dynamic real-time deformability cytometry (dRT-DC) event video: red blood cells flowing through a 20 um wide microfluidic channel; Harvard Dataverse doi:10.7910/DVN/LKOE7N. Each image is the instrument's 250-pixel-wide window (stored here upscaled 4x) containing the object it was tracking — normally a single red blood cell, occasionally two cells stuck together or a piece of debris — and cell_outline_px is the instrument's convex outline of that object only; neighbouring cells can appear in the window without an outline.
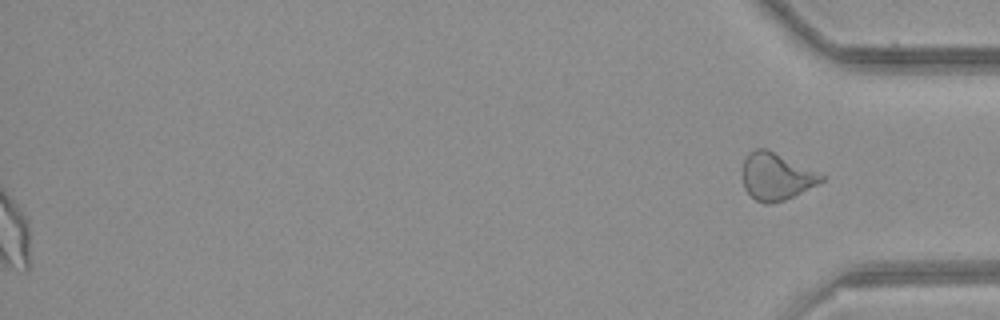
{"species": "common noctule bat (a hibernating species)", "species_latin": "Nyctalus noctula", "temperature_condition": "room temperature", "stored_images_in_passage": 53, "segment_of_instrument_passage": [2, 2], "camera_frame_rate_fps": 3000, "um_per_image_px": 0.085, "animal": {"sex": "female", "body_mass_g": 21.9}, "frame": {"image": 1, "passage_image": 53, "time_ms": 17.333, "image_size_px": [1000, 320], "cell_outline_px": [[824, 180], [784, 200], [772, 204], [764, 204], [756, 200], [744, 188], [744, 160], [748, 152], [756, 148], [764, 148], [816, 172], [824, 176]], "centroid_in_image_um": [65.93, 15.02], "position_along_channel_um": 369.3, "area_um2": 20.81}}